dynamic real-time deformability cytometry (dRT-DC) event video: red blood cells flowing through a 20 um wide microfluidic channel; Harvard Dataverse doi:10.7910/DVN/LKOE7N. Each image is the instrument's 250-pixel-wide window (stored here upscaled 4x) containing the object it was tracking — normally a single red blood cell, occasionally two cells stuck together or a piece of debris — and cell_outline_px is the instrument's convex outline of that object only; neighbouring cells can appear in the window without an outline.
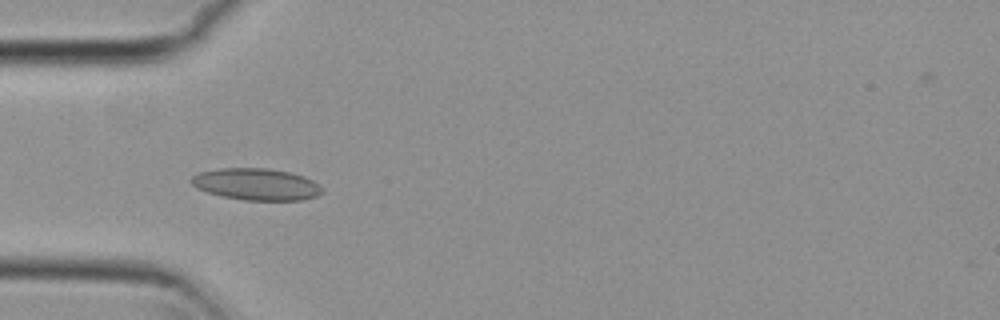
{"species": "common noctule bat (a hibernating species)", "species_latin": "Nyctalus noctula", "temperature_condition": "cold", "stored_images_in_passage": 2, "camera_frame_rate_fps": 3000, "um_per_image_px": 0.085, "animal": {"sex": "female", "body_mass_g": 29.2, "forearm_length_mm": 56.3}, "frame": {"image": 1, "passage_image": 1, "time_ms": 0.0, "image_size_px": [1000, 320], "cell_outline_px": [[324, 192], [316, 196], [300, 200], [244, 200], [224, 196], [208, 192], [196, 188], [192, 184], [192, 176], [200, 172], [220, 168], [268, 168], [292, 172], [304, 176], [312, 180], [324, 188]], "centroid_in_image_um": [21.83, 15.65], "position_along_channel_um": 63.2, "area_um2": 24.22}}
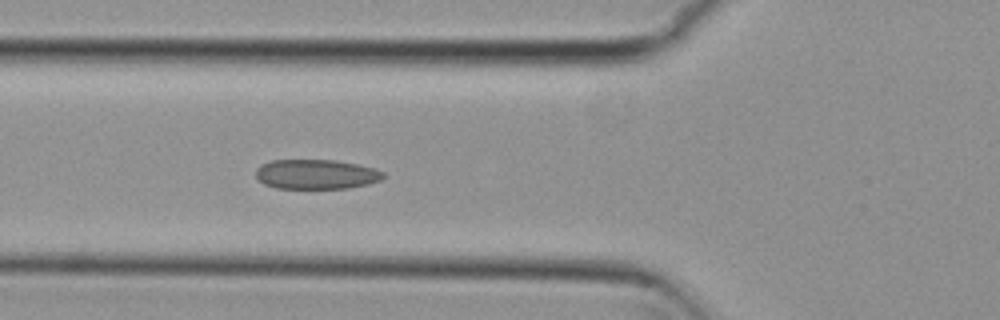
{"frame": {"image": 2, "passage_image": 2, "time_ms": 0.333, "image_size_px": [1000, 320], "cell_outline_px": [[388, 176], [380, 180], [368, 184], [348, 188], [276, 188], [264, 184], [256, 176], [256, 168], [260, 164], [272, 160], [336, 160], [356, 164], [372, 168], [384, 172]], "centroid_in_image_um": [26.88, 14.81], "position_along_channel_um": 98.9, "area_um2": 22.08}}